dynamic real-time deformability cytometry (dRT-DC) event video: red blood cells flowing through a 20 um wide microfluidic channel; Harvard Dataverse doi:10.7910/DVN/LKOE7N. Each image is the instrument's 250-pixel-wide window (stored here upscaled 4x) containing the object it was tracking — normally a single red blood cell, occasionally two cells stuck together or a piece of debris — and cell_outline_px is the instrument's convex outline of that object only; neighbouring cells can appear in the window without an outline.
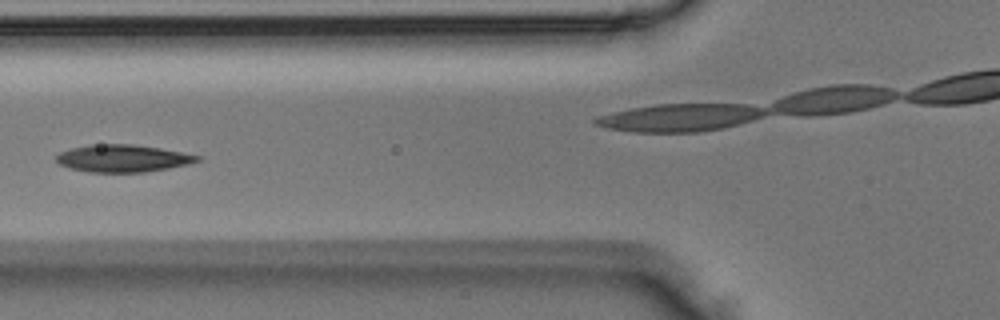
{"species": "Egyptian fruit bat (a non-hibernating species)", "species_latin": "Rousettus aegyptiacus", "temperature_condition": "room temperature", "stored_images_in_passage": 5, "camera_frame_rate_fps": 3000, "um_per_image_px": 0.085, "animal": {"sex": "male"}, "frame": {"image": 1, "passage_image": 4, "time_ms": 1.0, "image_size_px": [1000, 320], "cell_outline_px": [[200, 160], [168, 168], [144, 172], [88, 172], [68, 168], [60, 164], [56, 160], [56, 156], [60, 152], [72, 148], [92, 144], [136, 144], [160, 148], [200, 156]], "centroid_in_image_um": [10.38, 13.45], "position_along_channel_um": 115.4, "area_um2": 22.25}}